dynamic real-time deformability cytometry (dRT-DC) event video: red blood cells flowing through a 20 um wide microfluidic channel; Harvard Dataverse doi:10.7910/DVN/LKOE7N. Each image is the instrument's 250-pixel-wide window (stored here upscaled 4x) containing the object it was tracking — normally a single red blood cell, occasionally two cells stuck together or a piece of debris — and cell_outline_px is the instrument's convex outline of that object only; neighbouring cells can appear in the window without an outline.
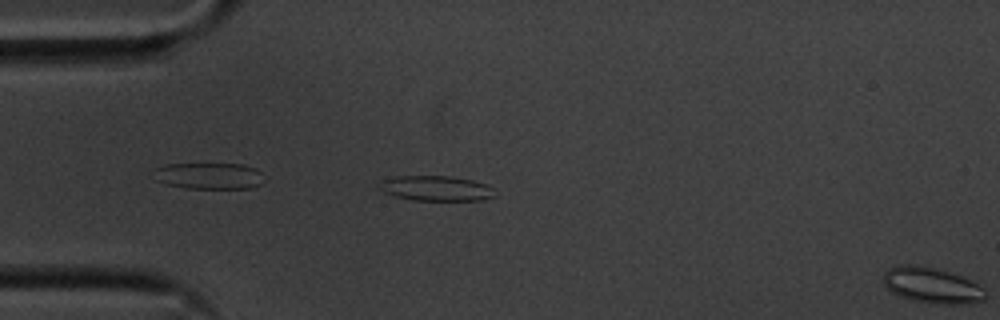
{"species": "common noctule bat (a hibernating species)", "species_latin": "Nyctalus noctula", "temperature_condition": "cold", "stored_images_in_passage": 4, "camera_frame_rate_fps": 3000, "um_per_image_px": 0.085, "animal": {"sex": "male", "body_mass_g": 20.1, "forearm_length_mm": 53.5}, "frame": {"image": 1, "passage_image": 3, "time_ms": 0.667, "image_size_px": [1000, 320], "cell_outline_px": [[496, 196], [480, 200], [416, 200], [396, 196], [384, 192], [380, 188], [384, 180], [396, 176], [452, 176], [472, 180], [484, 184], [492, 188]], "centroid_in_image_um": [37.11, 16.01], "position_along_channel_um": 47.9, "area_um2": 16.53}}